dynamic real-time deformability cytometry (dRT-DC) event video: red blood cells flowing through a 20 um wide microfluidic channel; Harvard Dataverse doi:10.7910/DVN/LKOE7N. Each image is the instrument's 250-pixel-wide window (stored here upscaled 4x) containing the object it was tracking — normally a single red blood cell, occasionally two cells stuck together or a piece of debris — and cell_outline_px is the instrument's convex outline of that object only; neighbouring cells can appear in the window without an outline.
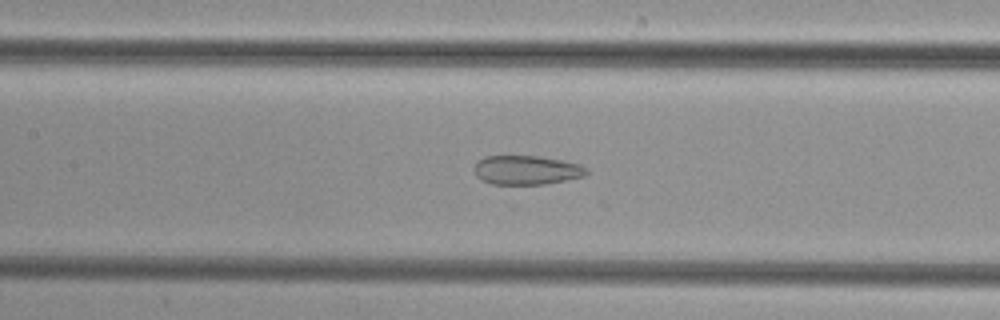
{"species": "common noctule bat (a hibernating species)", "species_latin": "Nyctalus noctula", "temperature_condition": "cold", "stored_images_in_passage": 50, "camera_frame_rate_fps": 3000, "um_per_image_px": 0.085, "animal": {"sex": "female", "body_mass_g": 29.2, "forearm_length_mm": 56.3}, "frame": {"image": 1, "passage_image": 23, "time_ms": 7.333, "image_size_px": [1000, 320], "cell_outline_px": [[588, 172], [584, 176], [544, 184], [492, 184], [480, 180], [476, 176], [472, 168], [476, 160], [484, 156], [540, 156], [580, 164], [588, 168]], "centroid_in_image_um": [44.69, 14.45], "position_along_channel_um": 162.7, "area_um2": 19.25}}
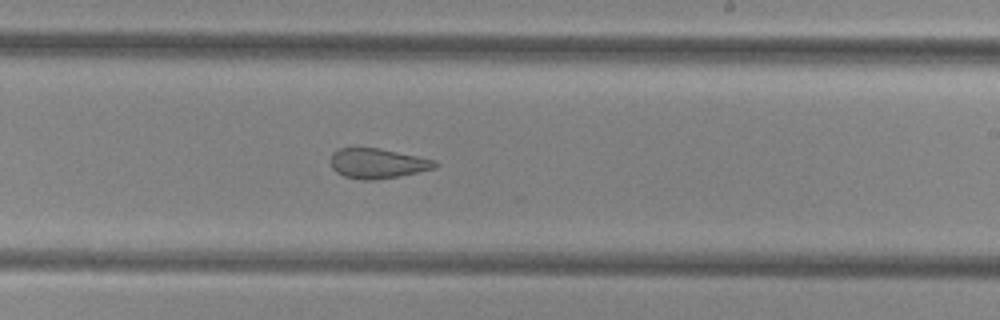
{"frame": {"image": 2, "passage_image": 30, "time_ms": 9.667, "image_size_px": [1000, 320], "cell_outline_px": [[440, 164], [436, 168], [400, 176], [376, 180], [360, 180], [344, 176], [336, 172], [332, 168], [328, 160], [332, 152], [340, 148], [376, 148], [436, 160]], "centroid_in_image_um": [32.06, 13.9], "position_along_channel_um": 256.9, "area_um2": 18.38}}
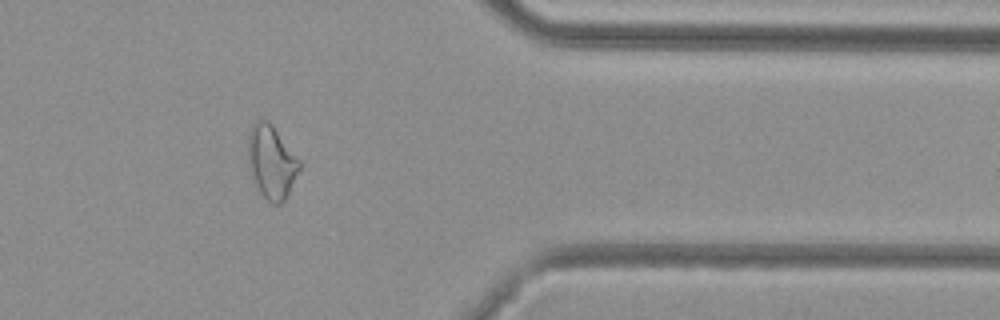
{"frame": {"image": 3, "passage_image": 41, "time_ms": 13.333, "image_size_px": [1000, 320], "cell_outline_px": [[304, 164], [284, 200], [280, 204], [272, 204], [260, 192], [248, 168], [248, 136], [252, 124], [256, 120], [268, 120], [272, 124]], "centroid_in_image_um": [23.1, 13.74], "position_along_channel_um": 388.3, "area_um2": 22.2}}